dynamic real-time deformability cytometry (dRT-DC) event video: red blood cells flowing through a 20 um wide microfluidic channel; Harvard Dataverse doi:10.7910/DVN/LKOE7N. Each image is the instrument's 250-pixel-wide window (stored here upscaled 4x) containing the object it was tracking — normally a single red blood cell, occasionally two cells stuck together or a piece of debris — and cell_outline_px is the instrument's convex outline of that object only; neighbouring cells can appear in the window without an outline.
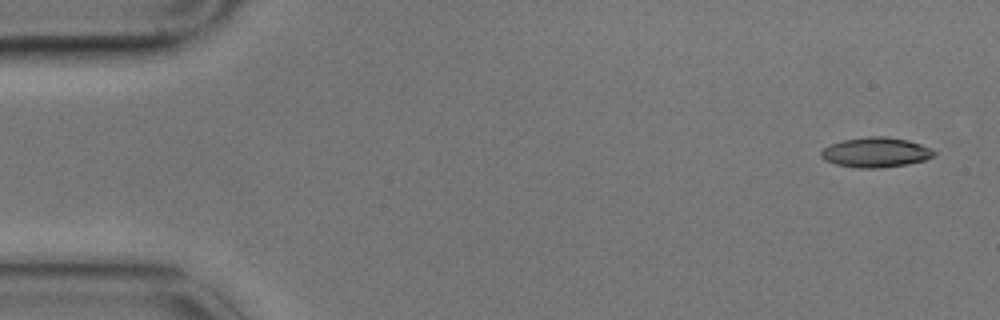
{"species": "common noctule bat (a hibernating species)", "species_latin": "Nyctalus noctula", "temperature_condition": "cold", "stored_images_in_passage": 6, "camera_frame_rate_fps": 3000, "um_per_image_px": 0.085, "animal": {"sex": "male", "body_mass_g": 17.9}, "frame": {"image": 1, "passage_image": 1, "time_ms": 0.0, "image_size_px": [1000, 320], "cell_outline_px": [[936, 156], [924, 160], [908, 164], [880, 168], [856, 168], [836, 164], [824, 160], [820, 156], [820, 152], [824, 148], [840, 140], [868, 136], [884, 136], [908, 140], [932, 148], [936, 152]], "centroid_in_image_um": [74.45, 12.95], "position_along_channel_um": 10.6, "area_um2": 19.88}}
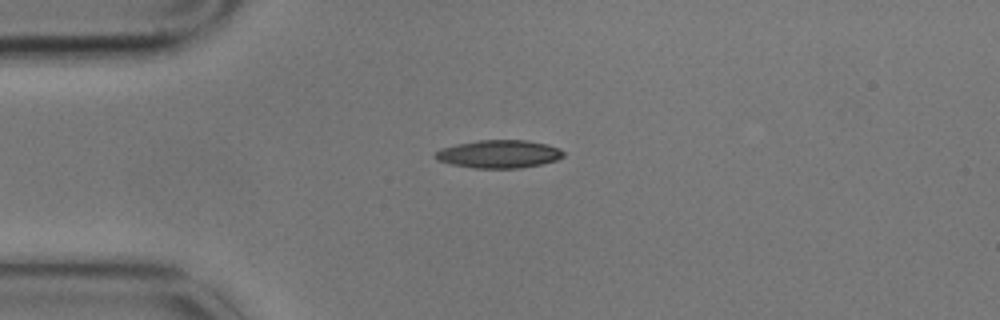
{"frame": {"image": 2, "passage_image": 4, "time_ms": 1.0, "image_size_px": [1000, 320], "cell_outline_px": [[564, 156], [556, 160], [540, 164], [520, 168], [472, 168], [452, 164], [436, 160], [432, 156], [440, 148], [456, 144], [476, 140], [528, 140], [548, 144], [560, 148], [564, 152]], "centroid_in_image_um": [42.39, 13.08], "position_along_channel_um": 42.6, "area_um2": 21.1}}